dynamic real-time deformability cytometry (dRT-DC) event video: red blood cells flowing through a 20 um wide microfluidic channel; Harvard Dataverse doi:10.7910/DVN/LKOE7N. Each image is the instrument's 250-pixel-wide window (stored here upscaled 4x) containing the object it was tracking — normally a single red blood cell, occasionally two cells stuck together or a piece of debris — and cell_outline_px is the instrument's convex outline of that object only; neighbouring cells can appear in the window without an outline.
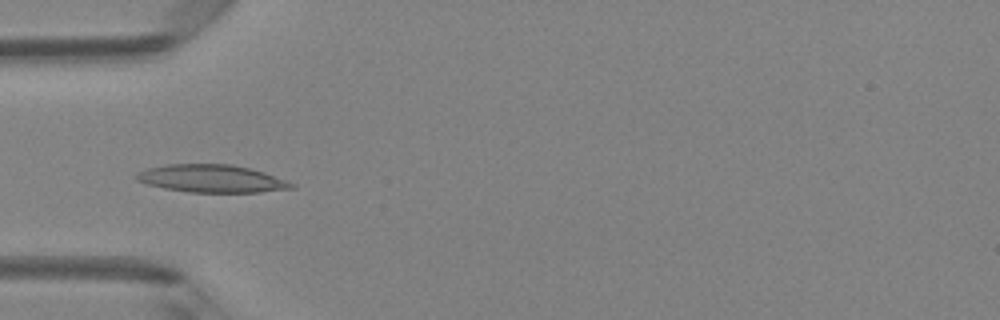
{"species": "Egyptian fruit bat (a non-hibernating species)", "species_latin": "Rousettus aegyptiacus", "temperature_condition": "room temperature", "stored_images_in_passage": 43, "camera_frame_rate_fps": 3000, "um_per_image_px": 0.085, "animal": {"sex": "female"}, "frame": {"image": 1, "passage_image": 10, "time_ms": 3.0, "image_size_px": [1000, 320], "cell_outline_px": [[296, 188], [260, 192], [188, 192], [164, 188], [148, 184], [136, 180], [136, 172], [148, 168], [168, 164], [232, 164], [264, 172], [288, 180], [296, 184]], "centroid_in_image_um": [18.03, 15.18], "position_along_channel_um": 67.0, "area_um2": 25.09}}
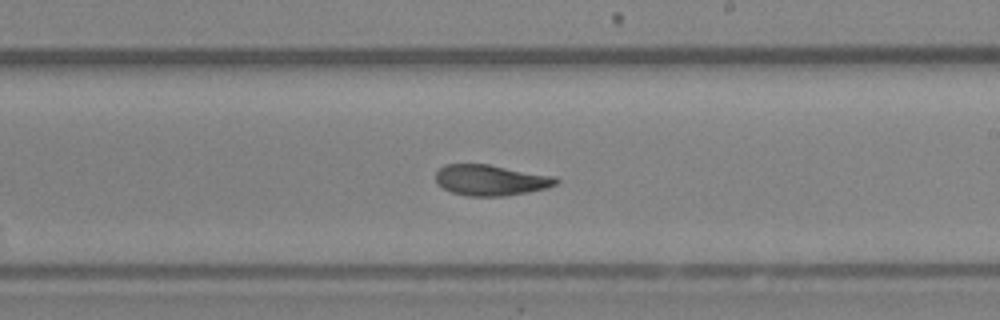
{"frame": {"image": 2, "passage_image": 23, "time_ms": 7.333, "image_size_px": [1000, 320], "cell_outline_px": [[560, 180], [556, 184], [544, 188], [528, 192], [504, 196], [468, 196], [452, 192], [444, 188], [436, 180], [436, 172], [444, 164], [488, 164], [556, 176]], "centroid_in_image_um": [41.73, 15.3], "position_along_channel_um": 247.3, "area_um2": 21.5}}
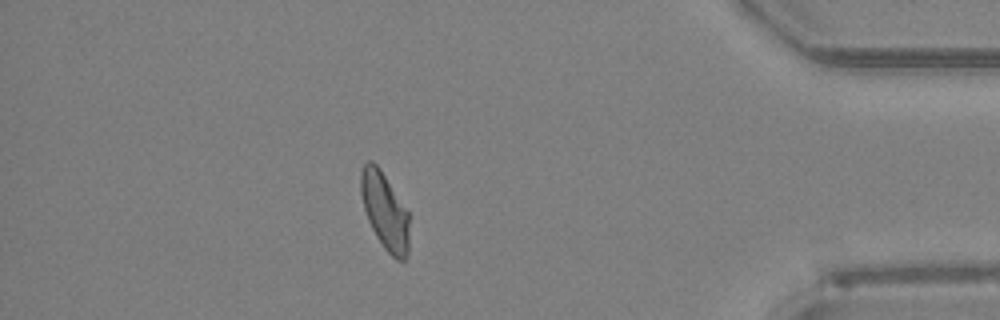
{"frame": {"image": 3, "passage_image": 37, "time_ms": 12.0, "image_size_px": [1000, 320], "cell_outline_px": [[408, 256], [404, 260], [396, 260], [384, 248], [376, 236], [368, 220], [364, 208], [360, 192], [360, 172], [364, 164], [368, 160], [372, 160], [380, 168], [408, 212]], "centroid_in_image_um": [32.69, 17.92], "position_along_channel_um": 402.5, "area_um2": 21.56}, "authors_computed_cell_mechanics": {"area_um2": 22.0218, "velocity_mm_per_s": 4.1873, "shape_relaxation_time_tau1_ms": null, "shape_relaxation_time_tau2_ms": 3.2899, "deformation_change_tau1": null, "deformation_change_tau2": 0.0768}}